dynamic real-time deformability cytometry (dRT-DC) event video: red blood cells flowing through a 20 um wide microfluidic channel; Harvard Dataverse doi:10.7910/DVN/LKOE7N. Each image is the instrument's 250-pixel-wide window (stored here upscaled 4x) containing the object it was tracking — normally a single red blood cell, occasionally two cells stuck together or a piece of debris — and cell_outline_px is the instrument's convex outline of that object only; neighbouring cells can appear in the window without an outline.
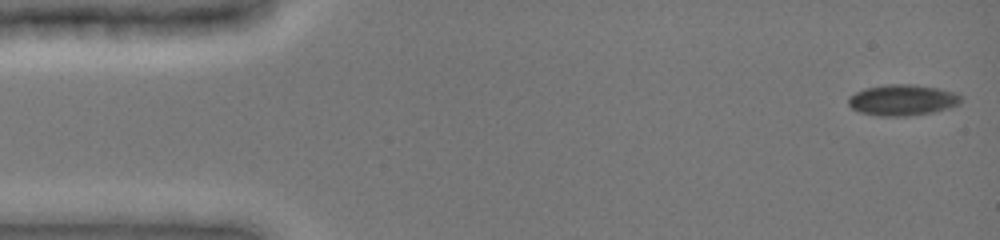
{"species": "common noctule bat (a hibernating species)", "species_latin": "Nyctalus noctula", "temperature_condition": "cold", "stored_images_in_passage": 48, "camera_frame_rate_fps": 3000, "um_per_image_px": 0.085, "animal": {"sex": "female", "body_mass_g": 19.0, "forearm_length_mm": 51.5}, "frame": {"image": 1, "passage_image": 1, "time_ms": 0.0, "image_size_px": [1000, 240], "cell_outline_px": [[960, 104], [948, 108], [932, 112], [904, 116], [880, 116], [860, 112], [852, 108], [848, 104], [848, 96], [864, 88], [888, 84], [912, 84], [936, 88], [952, 92], [960, 96]], "centroid_in_image_um": [76.66, 8.5], "position_along_channel_um": 8.3, "area_um2": 20.11}}
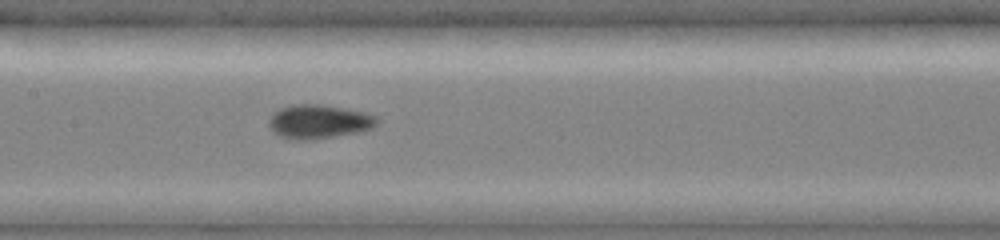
{"frame": {"image": 2, "passage_image": 23, "time_ms": 7.333, "image_size_px": [1000, 240], "cell_outline_px": [[380, 120], [372, 128], [360, 132], [312, 140], [292, 140], [280, 136], [272, 132], [268, 124], [268, 120], [280, 108], [292, 104], [320, 104], [364, 112], [376, 116]], "centroid_in_image_um": [27.09, 10.35], "position_along_channel_um": 180.3, "area_um2": 21.5}}
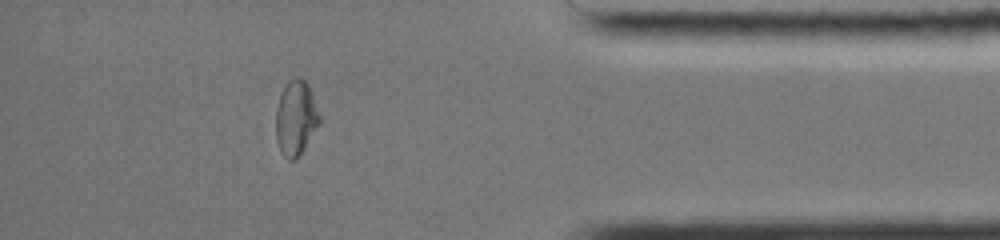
{"frame": {"image": 3, "passage_image": 42, "time_ms": 13.667, "image_size_px": [1000, 240], "cell_outline_px": [[320, 124], [296, 160], [288, 160], [280, 152], [276, 140], [276, 108], [280, 96], [288, 80], [300, 76], [308, 84], [320, 116]], "centroid_in_image_um": [25.14, 10.05], "position_along_channel_um": 410.1, "area_um2": 19.02}, "authors_computed_cell_mechanics": {"area_um2": 19.6231, "velocity_mm_per_s": 3.9358, "shape_relaxation_time_tau1_ms": 8.9749, "shape_relaxation_time_tau2_ms": 2.2168, "deformation_change_tau1": 0.1719, "deformation_change_tau2": 0.049}}